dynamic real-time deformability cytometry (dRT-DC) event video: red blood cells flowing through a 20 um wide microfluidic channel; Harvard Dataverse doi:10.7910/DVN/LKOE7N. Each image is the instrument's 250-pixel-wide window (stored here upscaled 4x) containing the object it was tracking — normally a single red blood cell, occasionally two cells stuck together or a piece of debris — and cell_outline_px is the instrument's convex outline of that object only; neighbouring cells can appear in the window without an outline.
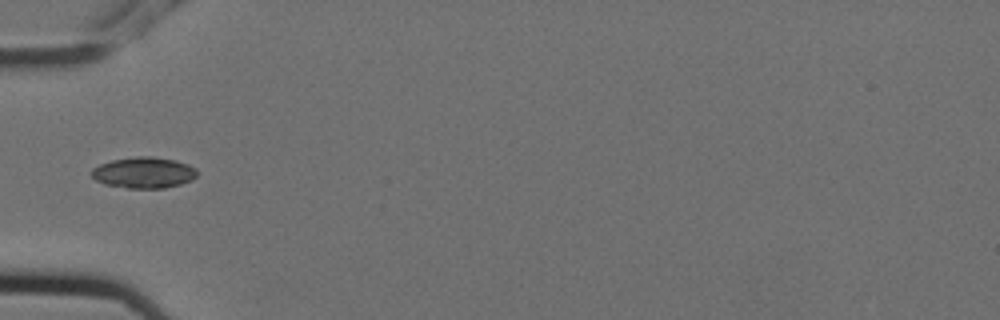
{"species": "Egyptian fruit bat (a non-hibernating species)", "species_latin": "Rousettus aegyptiacus", "temperature_condition": "cold", "stored_images_in_passage": 7, "camera_frame_rate_fps": 3000, "um_per_image_px": 0.085, "animal": {"sex": "female"}, "frame": {"image": 1, "passage_image": 3, "time_ms": 0.667, "image_size_px": [1000, 320], "cell_outline_px": [[196, 176], [192, 180], [180, 184], [164, 188], [128, 188], [104, 184], [96, 180], [92, 176], [92, 168], [100, 164], [112, 160], [136, 156], [152, 156], [176, 160], [188, 164], [196, 168]], "centroid_in_image_um": [12.23, 14.67], "position_along_channel_um": 72.8, "area_um2": 19.13}}
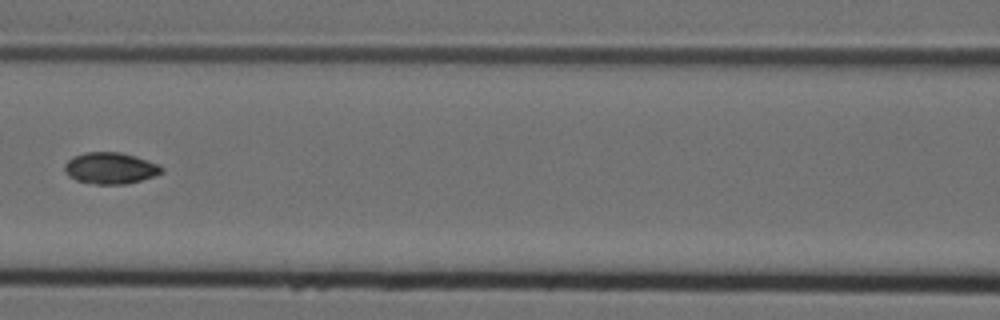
{"frame": {"image": 2, "passage_image": 5, "time_ms": 1.333, "image_size_px": [1000, 320], "cell_outline_px": [[164, 172], [128, 184], [96, 184], [76, 180], [68, 176], [64, 172], [64, 164], [72, 156], [84, 152], [120, 152], [136, 156], [160, 164], [164, 168]], "centroid_in_image_um": [9.37, 14.28], "position_along_channel_um": 157.2, "area_um2": 17.98}}
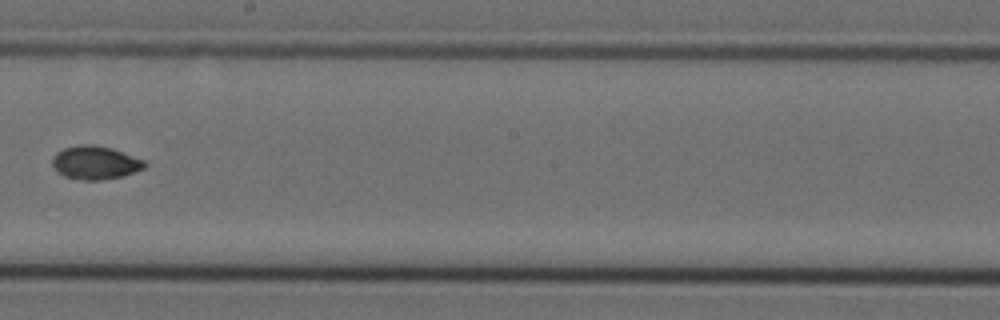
{"frame": {"image": 3, "passage_image": 7, "time_ms": 2.0, "image_size_px": [1000, 320], "cell_outline_px": [[148, 164], [144, 168], [124, 176], [100, 180], [84, 180], [64, 176], [56, 172], [52, 164], [52, 160], [56, 152], [64, 148], [80, 144], [92, 144], [112, 148], [144, 160]], "centroid_in_image_um": [8.09, 13.82], "position_along_channel_um": 240.1, "area_um2": 18.03}}